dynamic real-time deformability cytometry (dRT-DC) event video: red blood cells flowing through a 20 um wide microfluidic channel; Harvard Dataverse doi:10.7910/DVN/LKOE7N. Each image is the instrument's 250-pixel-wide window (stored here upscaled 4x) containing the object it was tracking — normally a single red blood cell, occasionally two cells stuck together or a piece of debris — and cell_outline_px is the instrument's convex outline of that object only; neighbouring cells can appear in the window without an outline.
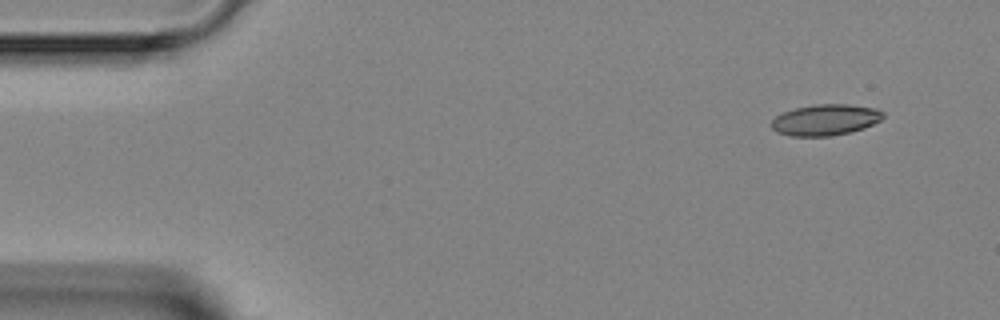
{"species": "Egyptian fruit bat (a non-hibernating species)", "species_latin": "Rousettus aegyptiacus", "temperature_condition": "room temperature", "stored_images_in_passage": 4, "camera_frame_rate_fps": 3000, "um_per_image_px": 0.085, "animal": {"sex": "female"}, "frame": {"image": 1, "passage_image": 1, "time_ms": 0.0, "image_size_px": [1000, 320], "cell_outline_px": [[884, 116], [880, 120], [864, 128], [848, 132], [828, 136], [792, 136], [776, 132], [772, 128], [772, 120], [776, 116], [784, 112], [796, 108], [816, 104], [848, 104], [876, 108], [884, 112]], "centroid_in_image_um": [70.17, 10.18], "position_along_channel_um": 14.8, "area_um2": 20.06}}
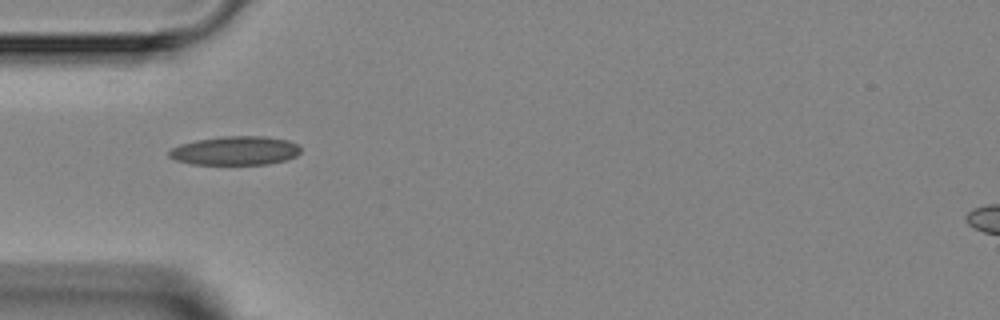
{"frame": {"image": 2, "passage_image": 4, "time_ms": 3.667, "image_size_px": [1000, 320], "cell_outline_px": [[300, 152], [296, 156], [288, 160], [268, 164], [192, 164], [176, 160], [168, 156], [168, 152], [172, 148], [180, 144], [196, 140], [224, 136], [264, 136], [288, 140], [300, 144]], "centroid_in_image_um": [20.03, 12.8], "position_along_channel_um": 65.0, "area_um2": 22.25}}